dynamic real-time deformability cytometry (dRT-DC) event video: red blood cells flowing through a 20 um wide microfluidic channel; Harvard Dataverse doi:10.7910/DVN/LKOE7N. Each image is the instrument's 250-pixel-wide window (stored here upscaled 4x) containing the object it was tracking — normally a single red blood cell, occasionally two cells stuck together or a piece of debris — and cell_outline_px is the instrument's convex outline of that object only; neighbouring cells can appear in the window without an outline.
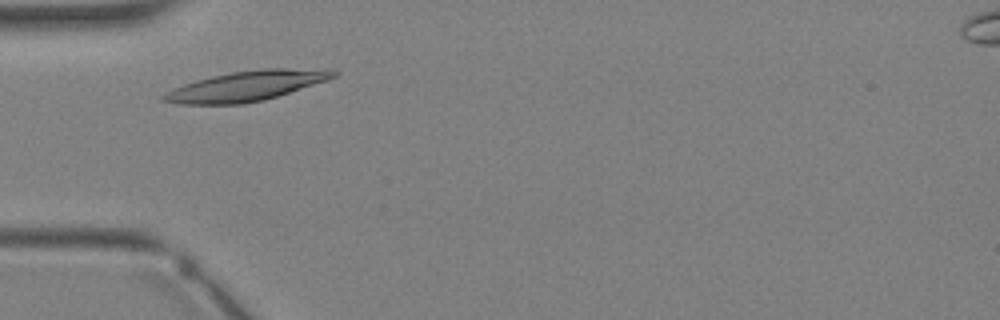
{"species": "Egyptian fruit bat (a non-hibernating species)", "species_latin": "Rousettus aegyptiacus", "temperature_condition": "warm", "stored_images_in_passage": 1, "camera_frame_rate_fps": 3000, "um_per_image_px": 0.085, "animal": {"sex": "female"}, "frame": {"image": 1, "passage_image": 1, "time_ms": 0.0, "image_size_px": [1000, 320], "cell_outline_px": [[340, 72], [336, 76], [328, 80], [264, 100], [240, 104], [180, 104], [160, 100], [160, 96], [164, 92], [184, 84], [196, 80], [212, 76], [232, 72], [264, 68], [328, 68]], "centroid_in_image_um": [20.98, 7.29], "position_along_channel_um": 64.0, "area_um2": 29.82}}